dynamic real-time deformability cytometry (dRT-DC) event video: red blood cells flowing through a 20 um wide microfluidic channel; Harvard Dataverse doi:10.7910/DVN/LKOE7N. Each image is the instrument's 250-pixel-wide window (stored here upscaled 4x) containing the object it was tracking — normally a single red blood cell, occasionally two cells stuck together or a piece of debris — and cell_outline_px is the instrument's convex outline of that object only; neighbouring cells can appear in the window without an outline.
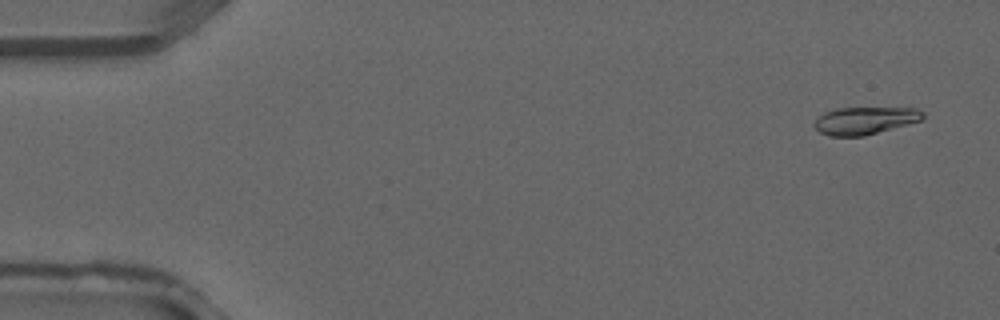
{"species": "common noctule bat (a hibernating species)", "species_latin": "Nyctalus noctula", "temperature_condition": "warm", "stored_images_in_passage": 3, "camera_frame_rate_fps": 3000, "um_per_image_px": 0.085, "animal": {"sex": "male", "forearm_length_mm": 52.5}, "frame": {"image": 1, "passage_image": 1, "time_ms": 0.0, "image_size_px": [1000, 320], "cell_outline_px": [[924, 116], [920, 120], [864, 136], [828, 136], [820, 132], [812, 124], [824, 112], [836, 108], [916, 108], [924, 112]], "centroid_in_image_um": [73.48, 10.24], "position_along_channel_um": 11.5, "area_um2": 17.17}}